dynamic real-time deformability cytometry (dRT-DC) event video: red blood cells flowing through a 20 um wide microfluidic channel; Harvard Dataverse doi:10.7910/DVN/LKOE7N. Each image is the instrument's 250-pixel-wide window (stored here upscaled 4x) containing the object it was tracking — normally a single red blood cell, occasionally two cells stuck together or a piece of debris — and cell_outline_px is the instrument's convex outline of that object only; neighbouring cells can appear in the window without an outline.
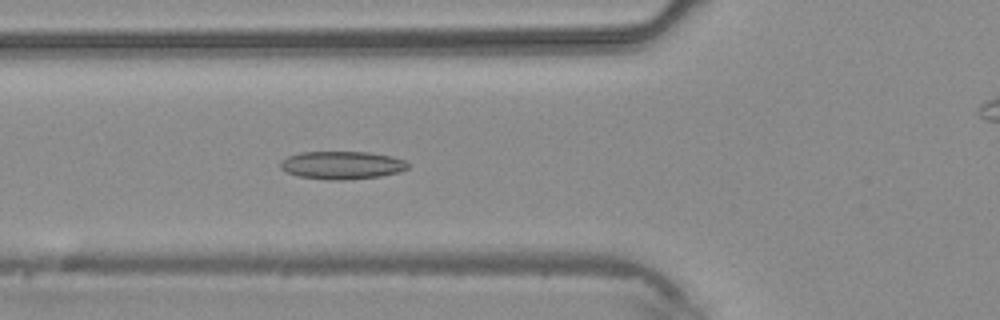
{"species": "common noctule bat (a hibernating species)", "species_latin": "Nyctalus noctula", "temperature_condition": "warm", "stored_images_in_passage": 43, "camera_frame_rate_fps": 3000, "um_per_image_px": 0.085, "animal": {"sex": "male", "body_mass_g": 20.4}, "frame": {"image": 1, "passage_image": 15, "time_ms": 4.667, "image_size_px": [1000, 320], "cell_outline_px": [[408, 168], [400, 172], [380, 176], [344, 180], [328, 180], [296, 176], [284, 172], [280, 168], [280, 160], [288, 156], [300, 152], [368, 152], [392, 156], [404, 160], [408, 164]], "centroid_in_image_um": [29.02, 14.04], "position_along_channel_um": 96.8, "area_um2": 20.98}}
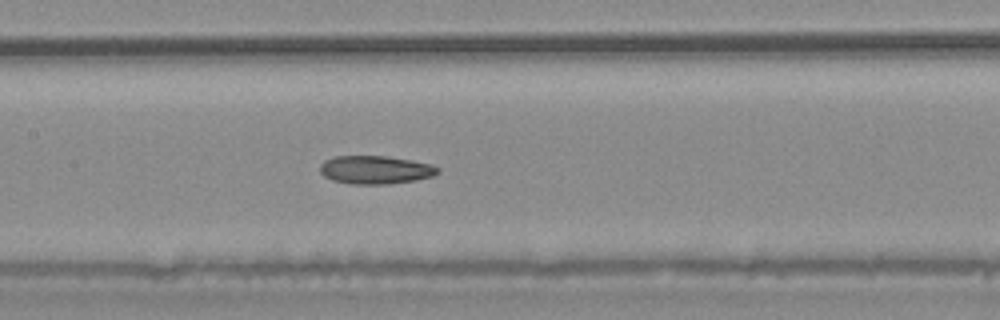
{"frame": {"image": 2, "passage_image": 20, "time_ms": 6.333, "image_size_px": [1000, 320], "cell_outline_px": [[440, 172], [432, 176], [416, 180], [388, 184], [352, 184], [332, 180], [324, 176], [320, 172], [320, 164], [324, 160], [336, 156], [388, 156], [412, 160], [432, 164], [440, 168]], "centroid_in_image_um": [31.92, 14.43], "position_along_channel_um": 175.5, "area_um2": 19.54}}
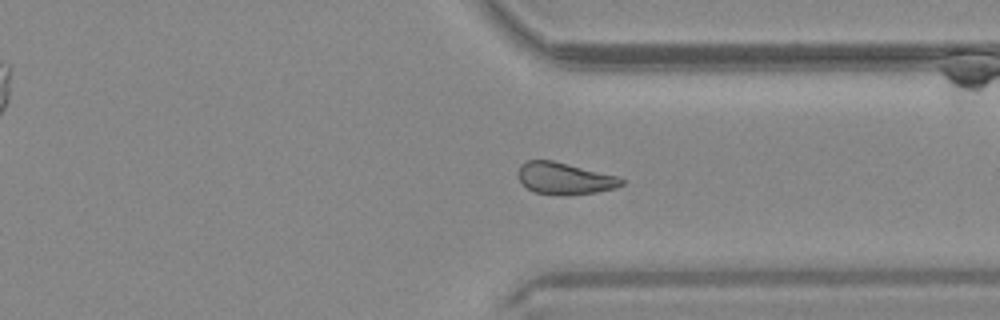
{"frame": {"image": 3, "passage_image": 32, "time_ms": 10.333, "image_size_px": [1000, 320], "cell_outline_px": [[624, 184], [616, 188], [596, 192], [568, 196], [556, 196], [536, 192], [528, 188], [520, 180], [520, 164], [528, 160], [552, 160], [616, 176], [624, 180]], "centroid_in_image_um": [48.01, 15.19], "position_along_channel_um": 363.4, "area_um2": 19.02}}